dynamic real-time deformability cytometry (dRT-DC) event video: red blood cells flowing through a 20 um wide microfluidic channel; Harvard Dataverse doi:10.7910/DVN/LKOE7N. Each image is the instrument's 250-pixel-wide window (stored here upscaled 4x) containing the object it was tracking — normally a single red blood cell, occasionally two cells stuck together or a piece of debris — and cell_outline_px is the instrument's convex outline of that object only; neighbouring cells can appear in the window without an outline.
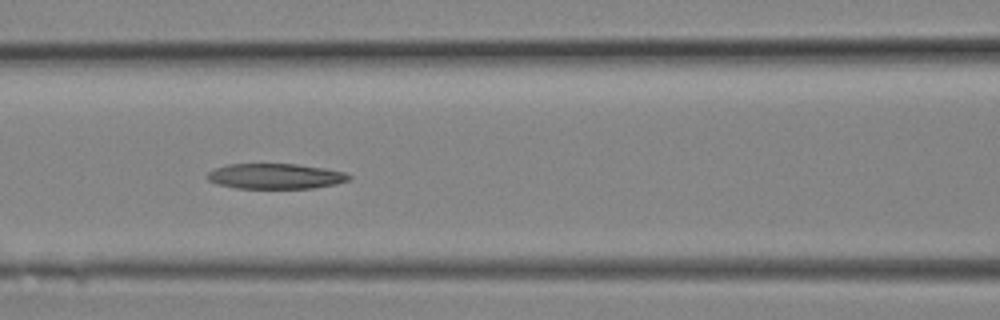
{"species": "Egyptian fruit bat (a non-hibernating species)", "species_latin": "Rousettus aegyptiacus", "temperature_condition": "room temperature", "stored_images_in_passage": 10, "camera_frame_rate_fps": 3000, "um_per_image_px": 0.085, "animal": {"sex": "female"}, "frame": {"image": 1, "passage_image": 9, "time_ms": 2.667, "image_size_px": [1000, 320], "cell_outline_px": [[352, 176], [348, 180], [336, 184], [312, 188], [236, 188], [220, 184], [208, 180], [204, 176], [208, 172], [216, 168], [228, 164], [296, 164], [324, 168], [344, 172]], "centroid_in_image_um": [23.4, 14.97], "position_along_channel_um": 143.2, "area_um2": 20.81}}
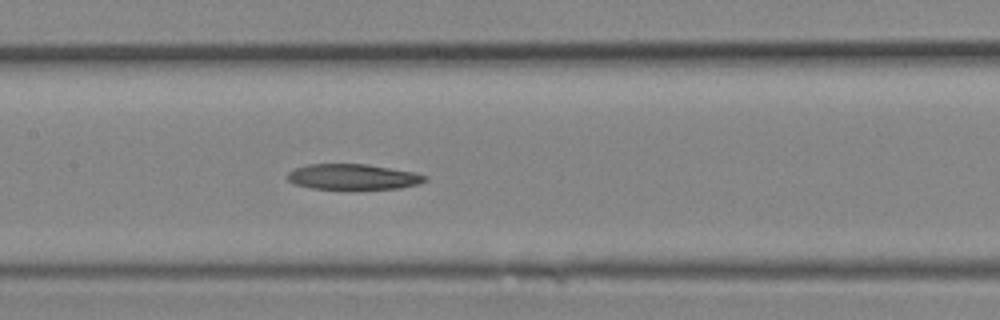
{"frame": {"image": 2, "passage_image": 10, "time_ms": 3.0, "image_size_px": [1000, 320], "cell_outline_px": [[428, 180], [420, 184], [400, 188], [352, 192], [312, 188], [296, 184], [288, 180], [284, 176], [288, 172], [296, 168], [308, 164], [368, 164], [412, 172], [428, 176]], "centroid_in_image_um": [30.02, 15.08], "position_along_channel_um": 177.4, "area_um2": 21.5}}